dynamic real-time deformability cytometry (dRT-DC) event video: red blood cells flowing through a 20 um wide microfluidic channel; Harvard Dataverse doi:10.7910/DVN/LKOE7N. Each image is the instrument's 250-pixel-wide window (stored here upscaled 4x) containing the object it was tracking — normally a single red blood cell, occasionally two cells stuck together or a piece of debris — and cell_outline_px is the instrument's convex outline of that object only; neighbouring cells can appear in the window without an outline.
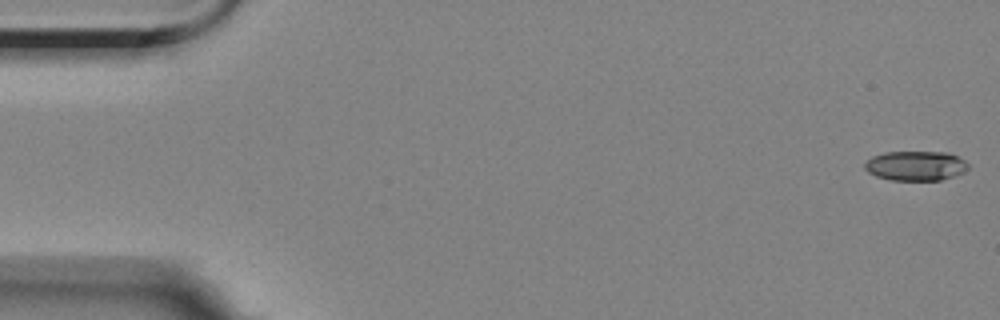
{"species": "Egyptian fruit bat (a non-hibernating species)", "species_latin": "Rousettus aegyptiacus", "temperature_condition": "room temperature", "stored_images_in_passage": 14, "camera_frame_rate_fps": 3000, "um_per_image_px": 0.085, "animal": {"sex": "female"}, "frame": {"image": 1, "passage_image": 1, "time_ms": 0.0, "image_size_px": [1000, 320], "cell_outline_px": [[968, 168], [964, 172], [940, 180], [888, 180], [876, 176], [868, 172], [864, 168], [864, 164], [872, 156], [884, 152], [948, 152], [964, 160], [968, 164]], "centroid_in_image_um": [77.81, 14.09], "position_along_channel_um": 7.2, "area_um2": 17.86}}
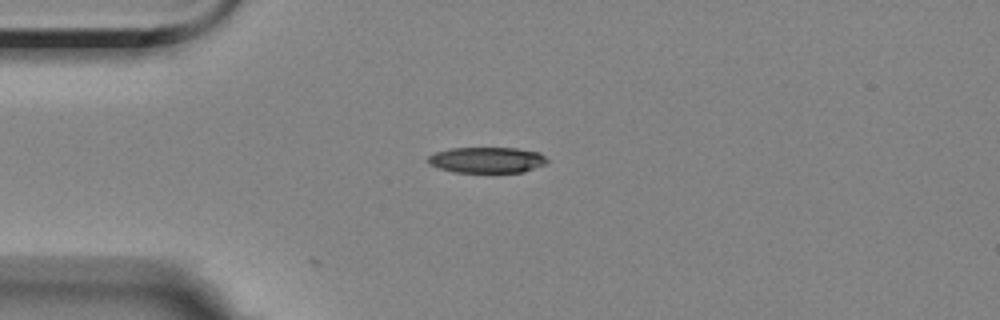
{"frame": {"image": 2, "passage_image": 14, "time_ms": 4.333, "image_size_px": [1000, 320], "cell_outline_px": [[548, 164], [524, 172], [456, 172], [440, 168], [428, 164], [424, 160], [428, 156], [436, 152], [448, 148], [516, 148], [540, 152], [548, 160]], "centroid_in_image_um": [41.39, 13.59], "position_along_channel_um": 43.6, "area_um2": 18.15}}